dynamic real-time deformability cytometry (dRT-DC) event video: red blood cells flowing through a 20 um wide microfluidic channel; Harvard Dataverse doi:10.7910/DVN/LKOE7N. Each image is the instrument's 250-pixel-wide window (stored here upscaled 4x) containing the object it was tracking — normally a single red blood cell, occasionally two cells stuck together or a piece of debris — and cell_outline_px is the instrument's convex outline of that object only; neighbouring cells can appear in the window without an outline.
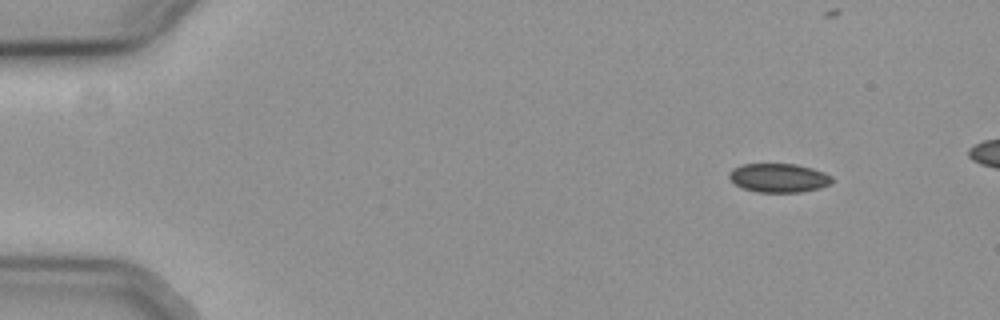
{"species": "common noctule bat (a hibernating species)", "species_latin": "Nyctalus noctula", "temperature_condition": "cold", "stored_images_in_passage": 49, "camera_frame_rate_fps": 3000, "um_per_image_px": 0.085, "animal": {"sex": "female", "body_mass_g": 19.3, "forearm_length_mm": 54.1}, "frame": {"image": 1, "passage_image": 1, "time_ms": 0.0, "image_size_px": [1000, 320], "cell_outline_px": [[832, 180], [828, 184], [820, 188], [800, 192], [756, 192], [744, 188], [736, 184], [728, 176], [732, 168], [740, 164], [796, 164], [812, 168], [824, 172], [832, 176]], "centroid_in_image_um": [66.18, 15.11], "position_along_channel_um": 18.8, "area_um2": 17.22}}
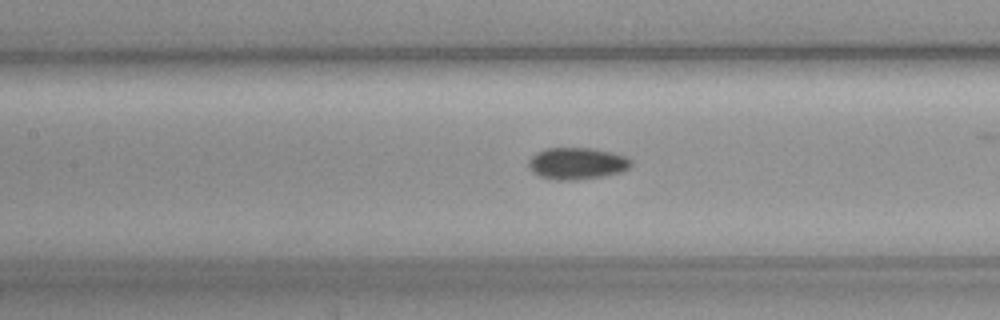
{"frame": {"image": 2, "passage_image": 21, "time_ms": 6.667, "image_size_px": [1000, 320], "cell_outline_px": [[632, 164], [624, 172], [604, 176], [572, 180], [560, 180], [540, 176], [528, 168], [528, 160], [536, 152], [544, 148], [592, 148], [612, 152], [624, 156], [632, 160]], "centroid_in_image_um": [49.05, 13.88], "position_along_channel_um": 158.3, "area_um2": 19.07}}
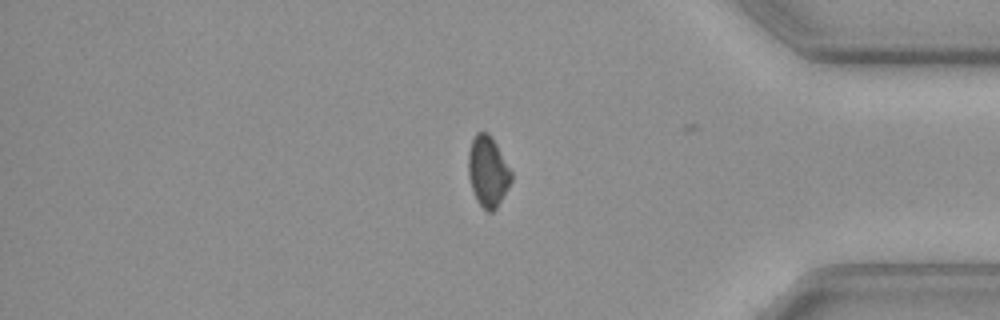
{"frame": {"image": 3, "passage_image": 42, "time_ms": 13.667, "image_size_px": [1000, 320], "cell_outline_px": [[512, 180], [508, 188], [496, 208], [492, 212], [488, 212], [476, 200], [468, 176], [468, 152], [472, 140], [476, 132], [488, 132], [496, 144], [512, 172]], "centroid_in_image_um": [41.46, 14.57], "position_along_channel_um": 393.7, "area_um2": 17.57}}